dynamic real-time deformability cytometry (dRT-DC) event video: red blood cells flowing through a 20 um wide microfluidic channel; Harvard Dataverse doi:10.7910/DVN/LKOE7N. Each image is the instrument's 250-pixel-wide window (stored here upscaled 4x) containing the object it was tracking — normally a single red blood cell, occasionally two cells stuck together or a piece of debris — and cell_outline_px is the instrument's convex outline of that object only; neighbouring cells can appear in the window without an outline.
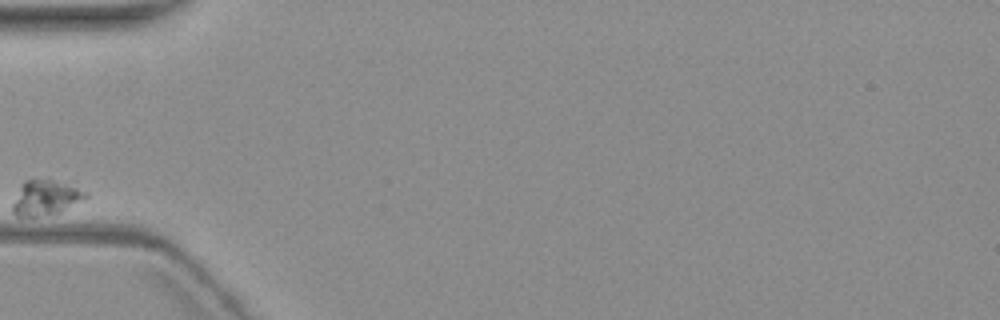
{"species": "common noctule bat (a hibernating species)", "species_latin": "Nyctalus noctula", "temperature_condition": "warm", "stored_images_in_passage": 4, "camera_frame_rate_fps": 3000, "um_per_image_px": 0.085, "animal": {"sex": "female", "body_mass_g": 19.3, "forearm_length_mm": 54.1}, "frame": {"image": 1, "passage_image": 2, "time_ms": 1.333, "image_size_px": [1000, 320], "cell_outline_px": [[88, 196], [60, 212], [36, 216], [16, 216], [12, 212], [12, 204], [24, 180], [36, 176], [48, 176], [88, 192]], "centroid_in_image_um": [3.85, 16.73], "position_along_channel_um": 81.1, "area_um2": 15.26}}
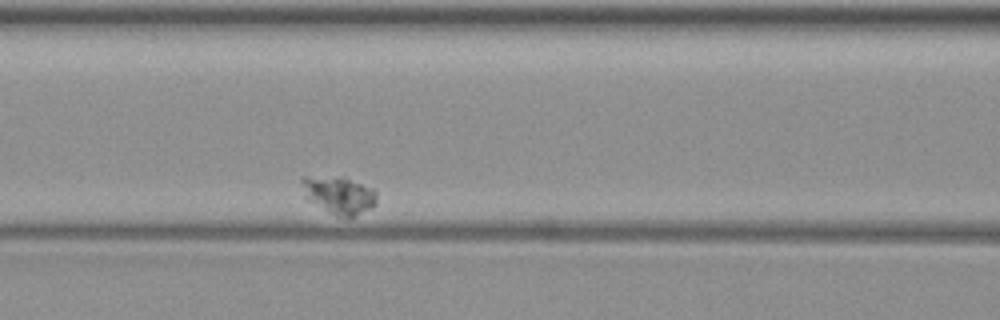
{"frame": {"image": 2, "passage_image": 4, "time_ms": 3.667, "image_size_px": [1000, 320], "cell_outline_px": [[376, 204], [372, 208], [352, 216], [336, 216], [304, 200], [300, 180], [300, 176], [344, 176], [376, 188]], "centroid_in_image_um": [28.76, 16.54], "position_along_channel_um": 137.8, "area_um2": 17.11}}